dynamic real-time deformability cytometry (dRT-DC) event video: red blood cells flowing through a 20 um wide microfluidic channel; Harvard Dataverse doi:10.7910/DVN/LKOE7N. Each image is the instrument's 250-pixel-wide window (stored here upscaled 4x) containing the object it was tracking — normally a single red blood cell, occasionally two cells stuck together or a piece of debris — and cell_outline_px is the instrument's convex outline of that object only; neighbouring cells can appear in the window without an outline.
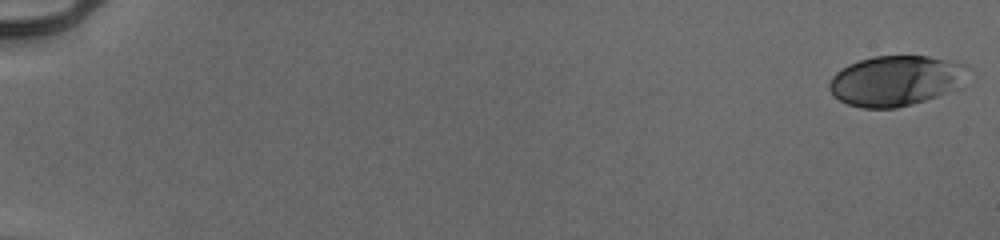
{"species": "human", "species_latin": "Homo sapiens", "temperature_condition": "cold", "stored_images_in_passage": 54, "camera_frame_rate_fps": 3000, "um_per_image_px": 0.085, "donor": {"sex": "male"}, "frame": {"image": 1, "passage_image": 1, "time_ms": 0.0, "image_size_px": [1000, 240], "cell_outline_px": [[968, 68], [960, 88], [912, 104], [896, 108], [860, 108], [848, 104], [832, 96], [828, 88], [828, 84], [832, 76], [836, 72], [848, 64], [872, 56], [928, 56], [956, 60], [968, 64]], "centroid_in_image_um": [76.15, 6.85], "position_along_channel_um": 8.9, "area_um2": 41.04}}
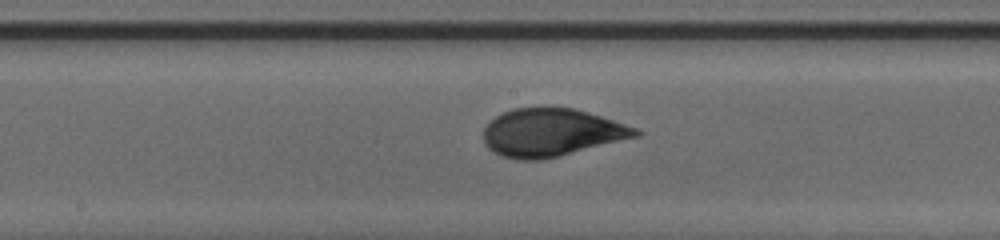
{"frame": {"image": 2, "passage_image": 31, "time_ms": 10.0, "image_size_px": [1000, 240], "cell_outline_px": [[644, 132], [640, 136], [560, 156], [540, 160], [516, 160], [500, 156], [492, 152], [484, 144], [484, 128], [496, 116], [512, 108], [572, 108], [588, 112], [636, 128]], "centroid_in_image_um": [46.86, 11.29], "position_along_channel_um": 201.3, "area_um2": 42.37}}
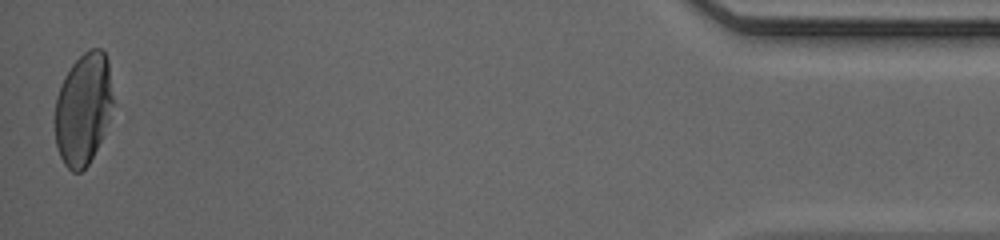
{"frame": {"image": 3, "passage_image": 54, "time_ms": 17.667, "image_size_px": [1000, 240], "cell_outline_px": [[112, 104], [100, 140], [88, 164], [80, 172], [72, 172], [64, 164], [60, 156], [56, 144], [56, 96], [64, 76], [72, 64], [84, 52], [92, 48], [100, 48], [104, 52], [108, 60], [112, 96]], "centroid_in_image_um": [7.05, 9.23], "position_along_channel_um": 428.1, "area_um2": 37.05}, "authors_computed_cell_mechanics": {"area_um2": 40.4022, "velocity_mm_per_s": 3.9492, "shape_relaxation_time_tau1_ms": 3.6389, "shape_relaxation_time_tau2_ms": null, "deformation_change_tau1": 0.1713, "deformation_change_tau2": null}}